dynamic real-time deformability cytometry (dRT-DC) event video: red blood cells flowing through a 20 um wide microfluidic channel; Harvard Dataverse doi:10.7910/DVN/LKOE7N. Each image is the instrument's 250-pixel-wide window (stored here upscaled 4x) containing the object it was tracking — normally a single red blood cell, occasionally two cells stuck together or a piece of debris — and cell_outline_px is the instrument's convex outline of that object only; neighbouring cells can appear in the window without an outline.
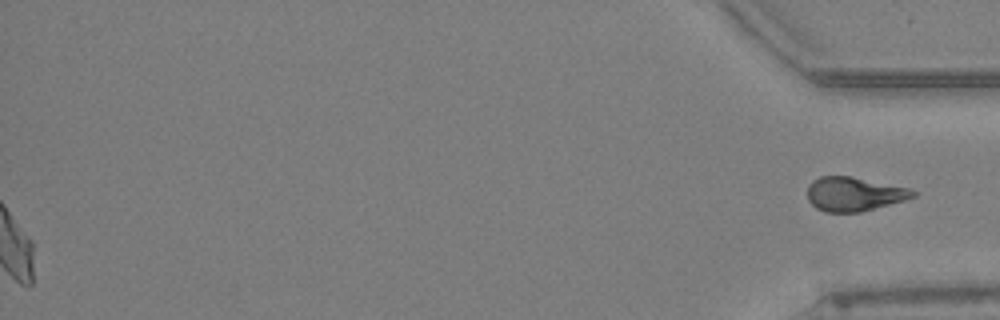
{"species": "Egyptian fruit bat (a non-hibernating species)", "species_latin": "Rousettus aegyptiacus", "temperature_condition": "warm", "stored_images_in_passage": 65, "segment_of_instrument_passage": [2, 2], "camera_frame_rate_fps": 3000, "um_per_image_px": 0.085, "animal": {"sex": "female"}, "frame": {"image": 1, "passage_image": 65, "time_ms": 21.333, "image_size_px": [1000, 320], "cell_outline_px": [[916, 196], [904, 200], [860, 212], [824, 212], [816, 208], [808, 200], [808, 184], [812, 180], [820, 176], [852, 176], [908, 188], [916, 192]], "centroid_in_image_um": [72.56, 16.49], "position_along_channel_um": 362.6, "area_um2": 20.87}}